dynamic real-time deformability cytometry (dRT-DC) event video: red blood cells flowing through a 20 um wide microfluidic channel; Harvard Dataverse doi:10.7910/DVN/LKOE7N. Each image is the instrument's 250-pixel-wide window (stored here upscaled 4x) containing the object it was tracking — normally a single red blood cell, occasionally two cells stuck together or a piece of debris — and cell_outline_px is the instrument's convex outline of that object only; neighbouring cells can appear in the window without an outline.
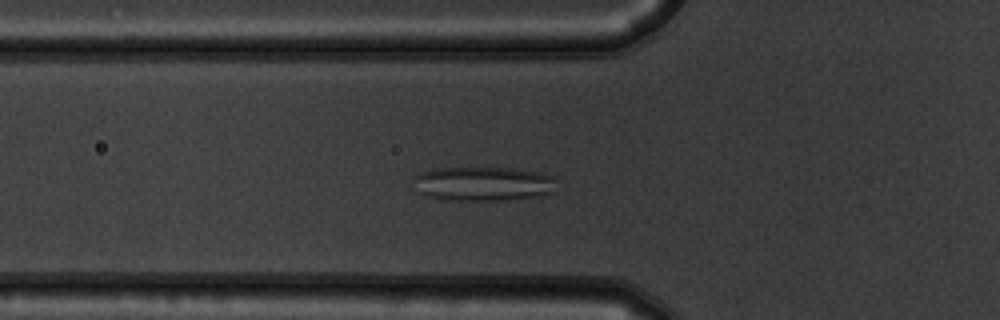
{"species": "common noctule bat (a hibernating species)", "species_latin": "Nyctalus noctula", "temperature_condition": "warm", "stored_images_in_passage": 53, "camera_frame_rate_fps": 3000, "um_per_image_px": 0.085, "animal": {"sex": "male", "body_mass_g": 19.5, "forearm_length_mm": 54.6}, "frame": {"image": 1, "passage_image": 18, "time_ms": 5.667, "image_size_px": [1000, 320], "cell_outline_px": [[556, 192], [540, 196], [504, 200], [440, 200], [428, 196], [420, 192], [412, 176], [420, 172], [432, 168], [512, 168], [544, 172], [556, 176]], "centroid_in_image_um": [41.15, 15.61], "position_along_channel_um": 84.7, "area_um2": 29.13}}
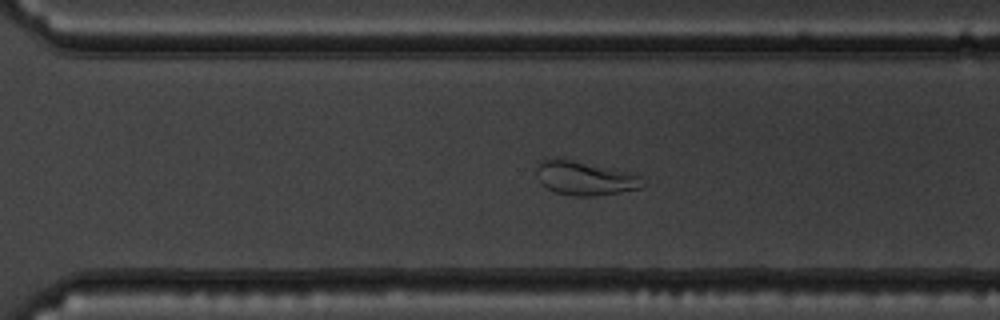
{"frame": {"image": 2, "passage_image": 37, "time_ms": 12.0, "image_size_px": [1000, 320], "cell_outline_px": [[644, 184], [640, 188], [592, 196], [572, 196], [552, 192], [540, 184], [536, 172], [536, 168], [540, 160], [572, 160], [624, 172], [640, 176]], "centroid_in_image_um": [49.63, 15.18], "position_along_channel_um": 321.0, "area_um2": 20.35}}
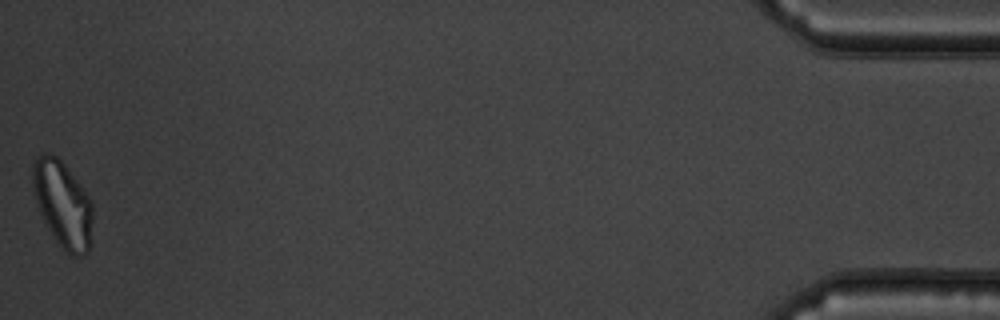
{"frame": {"image": 3, "passage_image": 53, "time_ms": 17.333, "image_size_px": [1000, 320], "cell_outline_px": [[92, 240], [88, 252], [84, 256], [72, 256], [64, 252], [40, 216], [36, 204], [32, 188], [32, 164], [44, 152], [48, 152], [56, 156], [64, 164], [84, 188], [92, 204]], "centroid_in_image_um": [5.33, 17.39], "position_along_channel_um": 429.9, "area_um2": 30.63}, "authors_computed_cell_mechanics": {"area_um2": 27.8018, "velocity_mm_per_s": 3.7272, "shape_relaxation_time_tau1_ms": null, "shape_relaxation_time_tau2_ms": 2.4101, "deformation_change_tau1": null, "deformation_change_tau2": 0.0851}}